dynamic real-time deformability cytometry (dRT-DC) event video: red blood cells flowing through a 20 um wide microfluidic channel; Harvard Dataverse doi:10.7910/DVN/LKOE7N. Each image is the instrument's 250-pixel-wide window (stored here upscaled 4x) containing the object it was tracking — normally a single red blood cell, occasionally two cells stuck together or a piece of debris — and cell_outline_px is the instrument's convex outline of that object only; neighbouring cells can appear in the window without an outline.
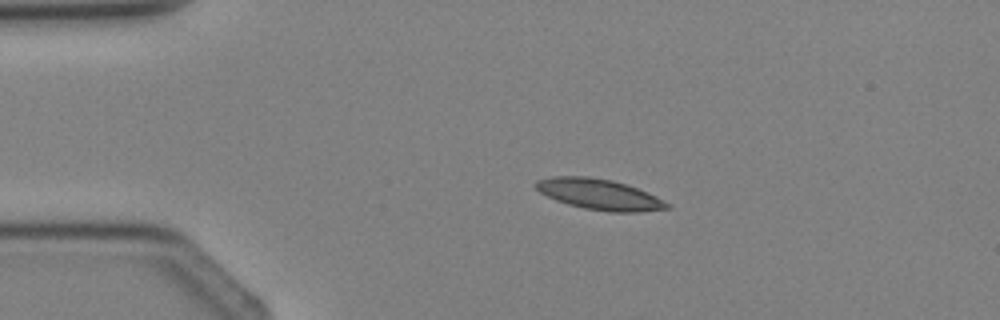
{"species": "Egyptian fruit bat (a non-hibernating species)", "species_latin": "Rousettus aegyptiacus", "temperature_condition": "cold", "stored_images_in_passage": 3, "camera_frame_rate_fps": 3000, "um_per_image_px": 0.085, "animal": {"sex": "female"}, "frame": {"image": 1, "passage_image": 3, "time_ms": 2.333, "image_size_px": [1000, 320], "cell_outline_px": [[672, 208], [640, 212], [608, 212], [584, 208], [568, 204], [556, 200], [540, 192], [532, 184], [536, 180], [552, 176], [588, 176], [612, 180], [636, 188], [656, 196], [668, 204]], "centroid_in_image_um": [50.9, 16.52], "position_along_channel_um": 34.1, "area_um2": 23.41}}